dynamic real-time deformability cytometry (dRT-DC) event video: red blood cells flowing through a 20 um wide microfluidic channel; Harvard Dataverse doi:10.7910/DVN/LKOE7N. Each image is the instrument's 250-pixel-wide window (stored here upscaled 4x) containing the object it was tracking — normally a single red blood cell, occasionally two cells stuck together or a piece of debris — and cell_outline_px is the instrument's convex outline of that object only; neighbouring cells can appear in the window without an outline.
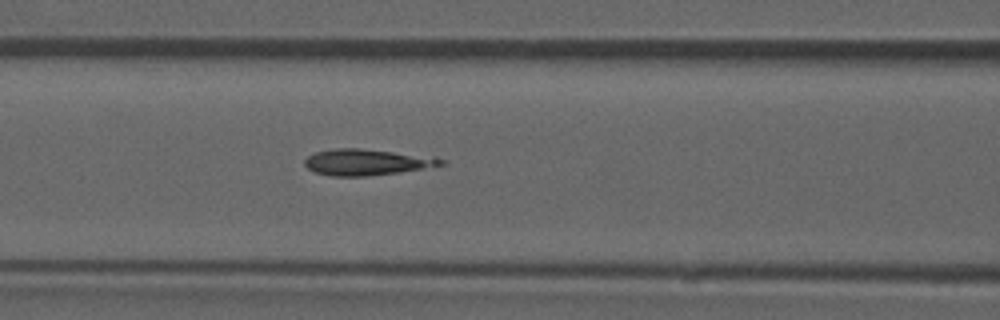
{"species": "common noctule bat (a hibernating species)", "species_latin": "Nyctalus noctula", "temperature_condition": "room temperature", "stored_images_in_passage": 42, "camera_frame_rate_fps": 3000, "um_per_image_px": 0.085, "animal": {"sex": "male", "forearm_length_mm": 52.5}, "frame": {"image": 1, "passage_image": 11, "time_ms": 3.333, "image_size_px": [1000, 320], "cell_outline_px": [[448, 160], [444, 164], [400, 172], [368, 176], [332, 176], [316, 172], [308, 168], [304, 164], [304, 160], [308, 156], [316, 152], [336, 148], [360, 148], [436, 156]], "centroid_in_image_um": [31.22, 13.77], "position_along_channel_um": 135.4, "area_um2": 20.87}}